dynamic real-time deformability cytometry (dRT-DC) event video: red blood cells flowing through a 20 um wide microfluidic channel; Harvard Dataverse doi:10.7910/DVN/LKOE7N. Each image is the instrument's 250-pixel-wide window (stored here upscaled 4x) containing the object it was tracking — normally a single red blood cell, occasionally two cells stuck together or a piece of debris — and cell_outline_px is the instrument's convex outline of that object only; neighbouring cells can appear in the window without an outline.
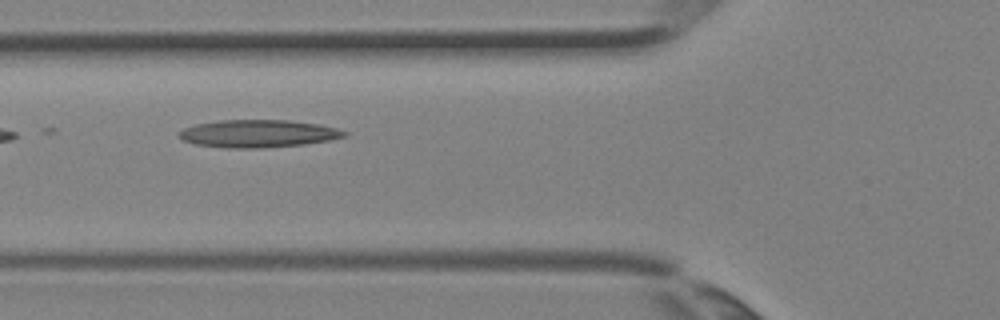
{"species": "Egyptian fruit bat (a non-hibernating species)", "species_latin": "Rousettus aegyptiacus", "temperature_condition": "room temperature", "stored_images_in_passage": 4, "camera_frame_rate_fps": 3000, "um_per_image_px": 0.085, "animal": {"sex": "female"}, "frame": {"image": 1, "passage_image": 4, "time_ms": 1.0, "image_size_px": [1000, 320], "cell_outline_px": [[348, 136], [328, 140], [304, 144], [260, 148], [224, 148], [196, 144], [184, 140], [180, 136], [180, 132], [184, 128], [196, 124], [220, 120], [288, 120], [320, 124], [336, 128], [348, 132]], "centroid_in_image_um": [21.98, 11.35], "position_along_channel_um": 103.8, "area_um2": 26.47}}